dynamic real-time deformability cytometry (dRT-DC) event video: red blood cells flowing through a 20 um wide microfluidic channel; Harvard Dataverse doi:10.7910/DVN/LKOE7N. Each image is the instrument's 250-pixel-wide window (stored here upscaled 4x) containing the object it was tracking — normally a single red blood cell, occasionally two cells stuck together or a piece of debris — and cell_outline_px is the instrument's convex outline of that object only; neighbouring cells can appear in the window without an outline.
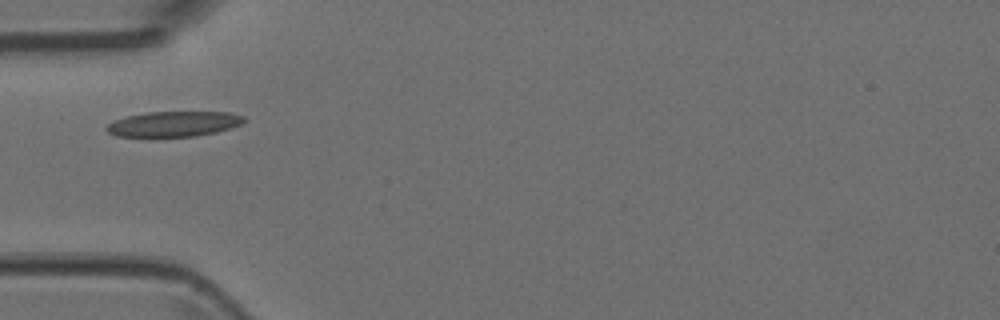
{"species": "Egyptian fruit bat (a non-hibernating species)", "species_latin": "Rousettus aegyptiacus", "temperature_condition": "room temperature", "stored_images_in_passage": 1, "camera_frame_rate_fps": 3000, "um_per_image_px": 0.085, "animal": {"sex": "female"}, "frame": {"image": 1, "passage_image": 1, "time_ms": 0.0, "image_size_px": [1000, 320], "cell_outline_px": [[244, 120], [240, 124], [216, 132], [196, 136], [116, 136], [108, 132], [104, 128], [108, 124], [116, 120], [128, 116], [148, 112], [228, 112], [244, 116]], "centroid_in_image_um": [14.75, 10.53], "position_along_channel_um": 70.2, "area_um2": 19.88}}